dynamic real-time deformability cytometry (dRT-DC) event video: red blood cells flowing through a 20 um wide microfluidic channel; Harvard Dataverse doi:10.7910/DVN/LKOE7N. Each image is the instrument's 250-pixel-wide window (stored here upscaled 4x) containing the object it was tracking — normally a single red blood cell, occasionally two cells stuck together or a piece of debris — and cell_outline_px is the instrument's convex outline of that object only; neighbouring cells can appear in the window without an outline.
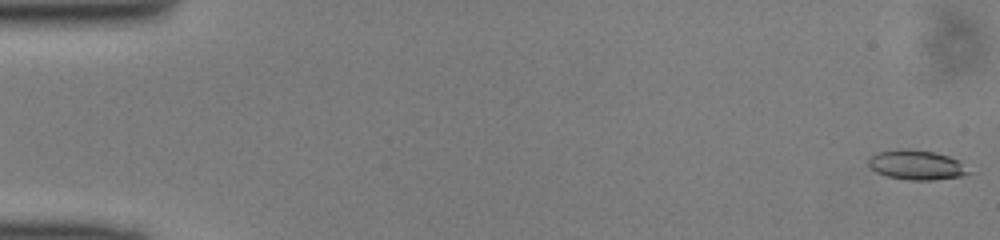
{"species": "common noctule bat (a hibernating species)", "species_latin": "Nyctalus noctula", "temperature_condition": "cold", "stored_images_in_passage": 49, "camera_frame_rate_fps": 3000, "um_per_image_px": 0.085, "animal": {"sex": "male", "body_mass_g": 13.0, "forearm_length_mm": 53.1}, "frame": {"image": 1, "passage_image": 1, "time_ms": 0.0, "image_size_px": [1000, 240], "cell_outline_px": [[972, 172], [960, 176], [932, 180], [908, 180], [888, 176], [876, 172], [868, 164], [868, 156], [876, 152], [896, 148], [908, 148], [932, 152], [948, 156], [960, 160]], "centroid_in_image_um": [77.88, 14.0], "position_along_channel_um": 7.1, "area_um2": 17.51}}
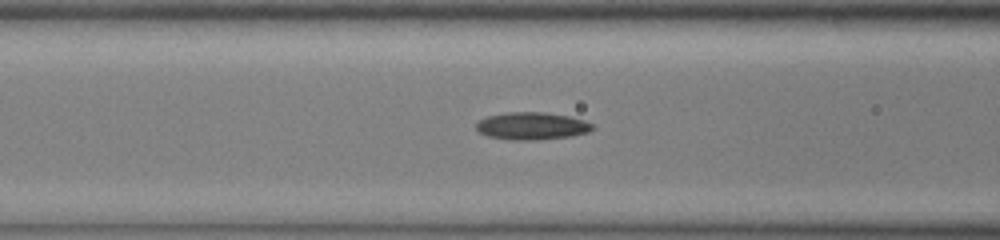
{"frame": {"image": 2, "passage_image": 20, "time_ms": 6.333, "image_size_px": [1000, 240], "cell_outline_px": [[596, 128], [588, 132], [572, 136], [536, 140], [512, 140], [488, 136], [480, 132], [476, 128], [476, 124], [480, 120], [488, 116], [508, 112], [544, 112], [568, 116], [584, 120], [592, 124]], "centroid_in_image_um": [45.24, 10.71], "position_along_channel_um": 121.4, "area_um2": 18.55}}
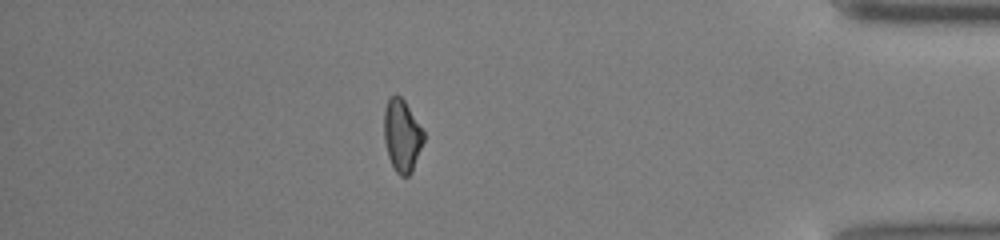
{"frame": {"image": 3, "passage_image": 43, "time_ms": 14.0, "image_size_px": [1000, 240], "cell_outline_px": [[424, 140], [412, 172], [408, 176], [400, 176], [392, 168], [388, 156], [384, 140], [384, 108], [388, 100], [396, 92], [404, 100], [424, 132]], "centroid_in_image_um": [34.15, 11.54], "position_along_channel_um": 401.0, "area_um2": 16.76}}